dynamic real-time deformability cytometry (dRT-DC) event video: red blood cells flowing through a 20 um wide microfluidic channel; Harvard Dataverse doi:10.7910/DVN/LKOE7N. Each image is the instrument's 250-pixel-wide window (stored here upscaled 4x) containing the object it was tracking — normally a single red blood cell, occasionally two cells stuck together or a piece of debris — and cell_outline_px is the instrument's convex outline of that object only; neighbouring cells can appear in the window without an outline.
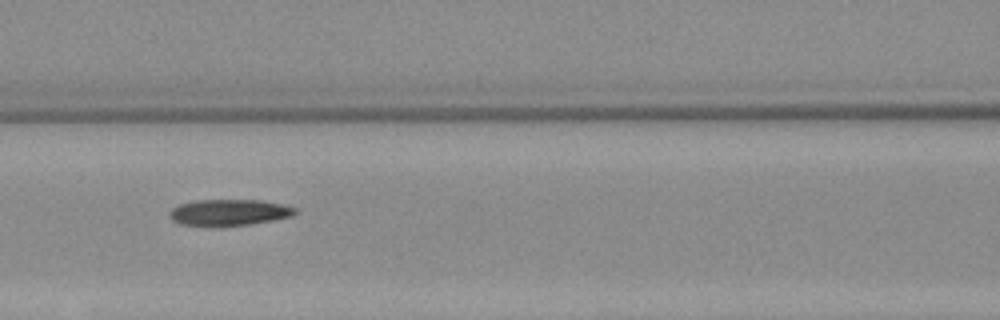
{"species": "Egyptian fruit bat (a non-hibernating species)", "species_latin": "Rousettus aegyptiacus", "temperature_condition": "warm", "stored_images_in_passage": 4, "camera_frame_rate_fps": 3000, "um_per_image_px": 0.085, "animal": {"sex": "female"}, "frame": {"image": 1, "passage_image": 3, "time_ms": 2.333, "image_size_px": [1000, 320], "cell_outline_px": [[296, 212], [292, 216], [272, 220], [248, 224], [220, 228], [208, 228], [180, 224], [172, 220], [168, 216], [168, 212], [172, 208], [180, 204], [196, 200], [260, 200], [284, 204], [296, 208]], "centroid_in_image_um": [19.4, 18.09], "position_along_channel_um": 147.2, "area_um2": 19.83}}